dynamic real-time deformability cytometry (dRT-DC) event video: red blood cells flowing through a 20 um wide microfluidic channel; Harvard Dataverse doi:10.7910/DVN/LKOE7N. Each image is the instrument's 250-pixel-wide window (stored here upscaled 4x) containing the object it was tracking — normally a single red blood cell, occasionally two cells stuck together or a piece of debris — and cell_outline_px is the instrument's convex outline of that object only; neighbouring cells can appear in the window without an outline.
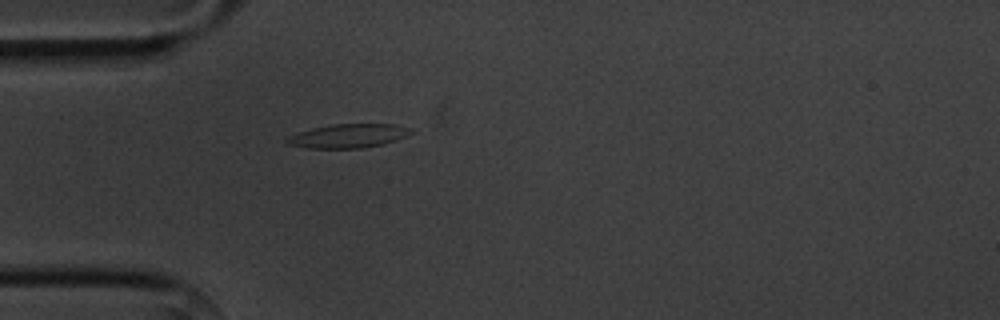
{"species": "common noctule bat (a hibernating species)", "species_latin": "Nyctalus noctula", "temperature_condition": "cold", "stored_images_in_passage": 2, "camera_frame_rate_fps": 3000, "um_per_image_px": 0.085, "animal": {"sex": "male", "body_mass_g": 20.1, "forearm_length_mm": 53.5}, "frame": {"image": 1, "passage_image": 2, "time_ms": 2.333, "image_size_px": [1000, 320], "cell_outline_px": [[412, 132], [404, 136], [380, 144], [364, 148], [304, 148], [288, 144], [284, 140], [288, 136], [312, 128], [332, 124], [392, 124], [408, 128]], "centroid_in_image_um": [29.5, 11.55], "position_along_channel_um": 55.5, "area_um2": 16.88}}